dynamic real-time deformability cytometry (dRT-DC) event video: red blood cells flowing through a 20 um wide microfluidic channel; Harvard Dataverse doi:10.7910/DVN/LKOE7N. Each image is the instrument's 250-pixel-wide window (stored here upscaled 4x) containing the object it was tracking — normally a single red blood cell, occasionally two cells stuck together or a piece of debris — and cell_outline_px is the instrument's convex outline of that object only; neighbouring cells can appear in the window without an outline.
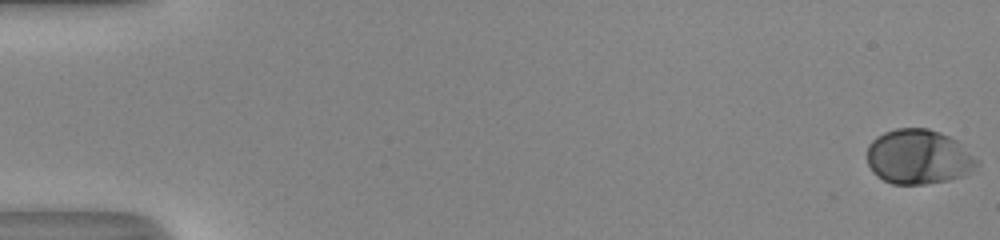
{"species": "human", "species_latin": "Homo sapiens", "temperature_condition": "room temperature", "stored_images_in_passage": 53, "camera_frame_rate_fps": 3000, "um_per_image_px": 0.085, "donor": {"sex": "male"}, "frame": {"image": 1, "passage_image": 1, "time_ms": 0.0, "image_size_px": [1000, 240], "cell_outline_px": [[980, 164], [968, 172], [960, 176], [948, 180], [924, 184], [892, 184], [876, 176], [872, 172], [868, 164], [868, 144], [876, 136], [884, 132], [896, 128], [928, 128], [940, 132], [956, 140], [980, 160]], "centroid_in_image_um": [78.06, 13.32], "position_along_channel_um": 6.9, "area_um2": 35.14}}
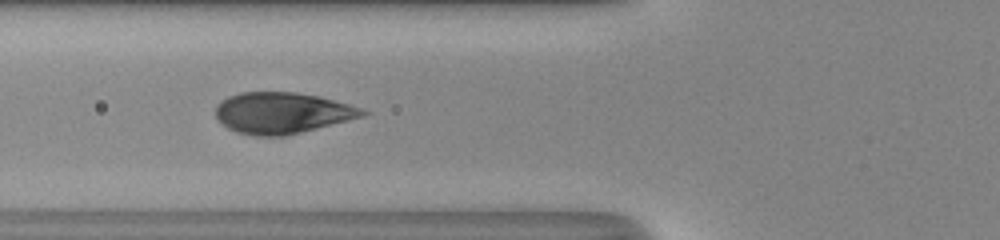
{"frame": {"image": 2, "passage_image": 22, "time_ms": 7.0, "image_size_px": [1000, 240], "cell_outline_px": [[372, 112], [364, 116], [284, 136], [256, 136], [236, 132], [228, 128], [216, 116], [216, 104], [228, 96], [240, 92], [296, 92], [320, 96], [364, 108]], "centroid_in_image_um": [24.01, 9.58], "position_along_channel_um": 101.8, "area_um2": 35.26}}
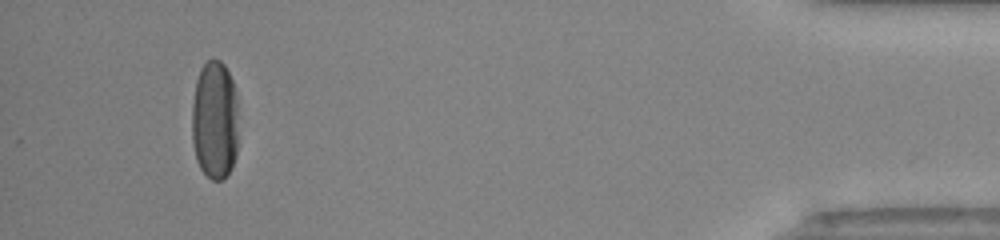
{"frame": {"image": 3, "passage_image": 50, "time_ms": 16.333, "image_size_px": [1000, 240], "cell_outline_px": [[240, 104], [236, 156], [232, 168], [220, 180], [212, 180], [200, 168], [196, 160], [192, 140], [192, 104], [196, 80], [200, 68], [212, 56], [220, 60], [224, 64], [236, 88]], "centroid_in_image_um": [18.29, 10.17], "position_along_channel_um": 416.9, "area_um2": 33.41}, "authors_computed_cell_mechanics": {"area_um2": 35.1424, "velocity_mm_per_s": 4.0966, "shape_relaxation_time_tau1_ms": 2.9023, "shape_relaxation_time_tau2_ms": null, "deformation_change_tau1": 0.1813, "deformation_change_tau2": null}}